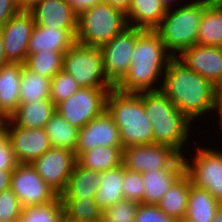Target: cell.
Here are the masks:
<instances>
[{"label": "cell", "instance_id": "6da1fadb", "mask_svg": "<svg viewBox=\"0 0 222 222\" xmlns=\"http://www.w3.org/2000/svg\"><path fill=\"white\" fill-rule=\"evenodd\" d=\"M160 90L191 122L213 111L215 88L209 80L200 76L178 57H172L163 74Z\"/></svg>", "mask_w": 222, "mask_h": 222}, {"label": "cell", "instance_id": "7a4b0ae2", "mask_svg": "<svg viewBox=\"0 0 222 222\" xmlns=\"http://www.w3.org/2000/svg\"><path fill=\"white\" fill-rule=\"evenodd\" d=\"M171 58L156 30L137 28V40L131 64L114 88L123 93L136 94L160 90L153 85L161 79L159 77L163 76L162 71L166 70Z\"/></svg>", "mask_w": 222, "mask_h": 222}, {"label": "cell", "instance_id": "3957f363", "mask_svg": "<svg viewBox=\"0 0 222 222\" xmlns=\"http://www.w3.org/2000/svg\"><path fill=\"white\" fill-rule=\"evenodd\" d=\"M106 111L119 129L123 148L154 143L153 128L145 111L141 93L108 91Z\"/></svg>", "mask_w": 222, "mask_h": 222}, {"label": "cell", "instance_id": "277c9868", "mask_svg": "<svg viewBox=\"0 0 222 222\" xmlns=\"http://www.w3.org/2000/svg\"><path fill=\"white\" fill-rule=\"evenodd\" d=\"M141 99L152 124L154 143L170 146L183 156L191 121L161 90L141 92Z\"/></svg>", "mask_w": 222, "mask_h": 222}, {"label": "cell", "instance_id": "5b68a950", "mask_svg": "<svg viewBox=\"0 0 222 222\" xmlns=\"http://www.w3.org/2000/svg\"><path fill=\"white\" fill-rule=\"evenodd\" d=\"M204 9L205 0H193L174 10L168 7L165 17L155 30L172 57H177L178 53L180 55L197 43Z\"/></svg>", "mask_w": 222, "mask_h": 222}, {"label": "cell", "instance_id": "8992f818", "mask_svg": "<svg viewBox=\"0 0 222 222\" xmlns=\"http://www.w3.org/2000/svg\"><path fill=\"white\" fill-rule=\"evenodd\" d=\"M127 27L125 13L103 1L78 14L76 41L101 47Z\"/></svg>", "mask_w": 222, "mask_h": 222}, {"label": "cell", "instance_id": "52a82bcc", "mask_svg": "<svg viewBox=\"0 0 222 222\" xmlns=\"http://www.w3.org/2000/svg\"><path fill=\"white\" fill-rule=\"evenodd\" d=\"M62 70L70 74L80 88H114L105 75L100 47L76 41L63 55Z\"/></svg>", "mask_w": 222, "mask_h": 222}, {"label": "cell", "instance_id": "ba28073f", "mask_svg": "<svg viewBox=\"0 0 222 222\" xmlns=\"http://www.w3.org/2000/svg\"><path fill=\"white\" fill-rule=\"evenodd\" d=\"M113 88H80L69 99L56 105L68 123L82 128L106 110V97Z\"/></svg>", "mask_w": 222, "mask_h": 222}, {"label": "cell", "instance_id": "9c48e42d", "mask_svg": "<svg viewBox=\"0 0 222 222\" xmlns=\"http://www.w3.org/2000/svg\"><path fill=\"white\" fill-rule=\"evenodd\" d=\"M185 172L192 184L206 189L213 197L222 203V151L211 148H198L193 161H186ZM190 162V163H189Z\"/></svg>", "mask_w": 222, "mask_h": 222}, {"label": "cell", "instance_id": "30bf717a", "mask_svg": "<svg viewBox=\"0 0 222 222\" xmlns=\"http://www.w3.org/2000/svg\"><path fill=\"white\" fill-rule=\"evenodd\" d=\"M10 189L22 207L43 205L59 195L51 189L30 163H17L12 171Z\"/></svg>", "mask_w": 222, "mask_h": 222}, {"label": "cell", "instance_id": "8fae6325", "mask_svg": "<svg viewBox=\"0 0 222 222\" xmlns=\"http://www.w3.org/2000/svg\"><path fill=\"white\" fill-rule=\"evenodd\" d=\"M137 40V28L128 26L101 46L104 72L115 86L127 73Z\"/></svg>", "mask_w": 222, "mask_h": 222}, {"label": "cell", "instance_id": "7c38bea8", "mask_svg": "<svg viewBox=\"0 0 222 222\" xmlns=\"http://www.w3.org/2000/svg\"><path fill=\"white\" fill-rule=\"evenodd\" d=\"M182 156L161 144L127 146L122 149V165L134 172L170 169Z\"/></svg>", "mask_w": 222, "mask_h": 222}, {"label": "cell", "instance_id": "4fadbf2b", "mask_svg": "<svg viewBox=\"0 0 222 222\" xmlns=\"http://www.w3.org/2000/svg\"><path fill=\"white\" fill-rule=\"evenodd\" d=\"M75 164V153L58 147H50L32 163L41 178L59 196L67 186Z\"/></svg>", "mask_w": 222, "mask_h": 222}, {"label": "cell", "instance_id": "5bb4252c", "mask_svg": "<svg viewBox=\"0 0 222 222\" xmlns=\"http://www.w3.org/2000/svg\"><path fill=\"white\" fill-rule=\"evenodd\" d=\"M34 27L33 15L27 9H22L0 28L6 63L25 64Z\"/></svg>", "mask_w": 222, "mask_h": 222}, {"label": "cell", "instance_id": "9a60e30c", "mask_svg": "<svg viewBox=\"0 0 222 222\" xmlns=\"http://www.w3.org/2000/svg\"><path fill=\"white\" fill-rule=\"evenodd\" d=\"M1 125L7 132L17 163L32 164L51 147L44 128L18 127L9 118L4 119Z\"/></svg>", "mask_w": 222, "mask_h": 222}, {"label": "cell", "instance_id": "2e32d148", "mask_svg": "<svg viewBox=\"0 0 222 222\" xmlns=\"http://www.w3.org/2000/svg\"><path fill=\"white\" fill-rule=\"evenodd\" d=\"M98 146L123 147L119 129L111 115L104 110L84 127L79 128L76 159L85 151Z\"/></svg>", "mask_w": 222, "mask_h": 222}, {"label": "cell", "instance_id": "e0dca14e", "mask_svg": "<svg viewBox=\"0 0 222 222\" xmlns=\"http://www.w3.org/2000/svg\"><path fill=\"white\" fill-rule=\"evenodd\" d=\"M177 57L188 68L209 80L214 86L222 85V47L196 43Z\"/></svg>", "mask_w": 222, "mask_h": 222}, {"label": "cell", "instance_id": "ac0fdd59", "mask_svg": "<svg viewBox=\"0 0 222 222\" xmlns=\"http://www.w3.org/2000/svg\"><path fill=\"white\" fill-rule=\"evenodd\" d=\"M36 25L46 28L77 30L78 14L67 0H39L27 9Z\"/></svg>", "mask_w": 222, "mask_h": 222}, {"label": "cell", "instance_id": "d6986e66", "mask_svg": "<svg viewBox=\"0 0 222 222\" xmlns=\"http://www.w3.org/2000/svg\"><path fill=\"white\" fill-rule=\"evenodd\" d=\"M185 173L183 156L170 168L142 173L144 182L143 204L157 205L166 191Z\"/></svg>", "mask_w": 222, "mask_h": 222}, {"label": "cell", "instance_id": "ffe728a7", "mask_svg": "<svg viewBox=\"0 0 222 222\" xmlns=\"http://www.w3.org/2000/svg\"><path fill=\"white\" fill-rule=\"evenodd\" d=\"M23 64L7 62L0 67V116L8 119L20 104Z\"/></svg>", "mask_w": 222, "mask_h": 222}, {"label": "cell", "instance_id": "44dd1931", "mask_svg": "<svg viewBox=\"0 0 222 222\" xmlns=\"http://www.w3.org/2000/svg\"><path fill=\"white\" fill-rule=\"evenodd\" d=\"M77 30L46 28L35 24L29 40L28 54L37 52H63L76 42Z\"/></svg>", "mask_w": 222, "mask_h": 222}, {"label": "cell", "instance_id": "7402d4cb", "mask_svg": "<svg viewBox=\"0 0 222 222\" xmlns=\"http://www.w3.org/2000/svg\"><path fill=\"white\" fill-rule=\"evenodd\" d=\"M167 9L168 6L162 0H131L125 13L127 24L144 30H155L161 24Z\"/></svg>", "mask_w": 222, "mask_h": 222}, {"label": "cell", "instance_id": "603a6c76", "mask_svg": "<svg viewBox=\"0 0 222 222\" xmlns=\"http://www.w3.org/2000/svg\"><path fill=\"white\" fill-rule=\"evenodd\" d=\"M55 112L56 105L51 100H35L20 103L9 119L18 127L44 128Z\"/></svg>", "mask_w": 222, "mask_h": 222}, {"label": "cell", "instance_id": "cb8c5ba5", "mask_svg": "<svg viewBox=\"0 0 222 222\" xmlns=\"http://www.w3.org/2000/svg\"><path fill=\"white\" fill-rule=\"evenodd\" d=\"M197 44L222 47V0H205Z\"/></svg>", "mask_w": 222, "mask_h": 222}, {"label": "cell", "instance_id": "d4e9b609", "mask_svg": "<svg viewBox=\"0 0 222 222\" xmlns=\"http://www.w3.org/2000/svg\"><path fill=\"white\" fill-rule=\"evenodd\" d=\"M221 205L206 189L191 183L185 219L190 222H213Z\"/></svg>", "mask_w": 222, "mask_h": 222}, {"label": "cell", "instance_id": "484cf974", "mask_svg": "<svg viewBox=\"0 0 222 222\" xmlns=\"http://www.w3.org/2000/svg\"><path fill=\"white\" fill-rule=\"evenodd\" d=\"M99 174L76 162L60 199H94L100 184Z\"/></svg>", "mask_w": 222, "mask_h": 222}, {"label": "cell", "instance_id": "4316f807", "mask_svg": "<svg viewBox=\"0 0 222 222\" xmlns=\"http://www.w3.org/2000/svg\"><path fill=\"white\" fill-rule=\"evenodd\" d=\"M123 178V165L111 170L100 172V184L97 192L95 193L94 200L101 211L124 199L122 192Z\"/></svg>", "mask_w": 222, "mask_h": 222}, {"label": "cell", "instance_id": "83f0119b", "mask_svg": "<svg viewBox=\"0 0 222 222\" xmlns=\"http://www.w3.org/2000/svg\"><path fill=\"white\" fill-rule=\"evenodd\" d=\"M192 181L185 172L173 185L166 191L157 206L168 216L175 220L185 218L187 211L188 196Z\"/></svg>", "mask_w": 222, "mask_h": 222}, {"label": "cell", "instance_id": "f1b7e54d", "mask_svg": "<svg viewBox=\"0 0 222 222\" xmlns=\"http://www.w3.org/2000/svg\"><path fill=\"white\" fill-rule=\"evenodd\" d=\"M123 147L98 146L83 152L76 162L83 168L104 172L122 165Z\"/></svg>", "mask_w": 222, "mask_h": 222}, {"label": "cell", "instance_id": "f546056e", "mask_svg": "<svg viewBox=\"0 0 222 222\" xmlns=\"http://www.w3.org/2000/svg\"><path fill=\"white\" fill-rule=\"evenodd\" d=\"M51 147L68 149L75 153L79 128L68 123L55 112L44 127Z\"/></svg>", "mask_w": 222, "mask_h": 222}, {"label": "cell", "instance_id": "4dcf8cb0", "mask_svg": "<svg viewBox=\"0 0 222 222\" xmlns=\"http://www.w3.org/2000/svg\"><path fill=\"white\" fill-rule=\"evenodd\" d=\"M51 79L40 76L23 65L20 85V103L50 100Z\"/></svg>", "mask_w": 222, "mask_h": 222}, {"label": "cell", "instance_id": "1f68e13d", "mask_svg": "<svg viewBox=\"0 0 222 222\" xmlns=\"http://www.w3.org/2000/svg\"><path fill=\"white\" fill-rule=\"evenodd\" d=\"M64 218L75 222H101L102 211L94 199H61Z\"/></svg>", "mask_w": 222, "mask_h": 222}, {"label": "cell", "instance_id": "d6a6232c", "mask_svg": "<svg viewBox=\"0 0 222 222\" xmlns=\"http://www.w3.org/2000/svg\"><path fill=\"white\" fill-rule=\"evenodd\" d=\"M63 52H37L28 54L25 66L36 74L52 79L60 70L63 64Z\"/></svg>", "mask_w": 222, "mask_h": 222}, {"label": "cell", "instance_id": "836d02e7", "mask_svg": "<svg viewBox=\"0 0 222 222\" xmlns=\"http://www.w3.org/2000/svg\"><path fill=\"white\" fill-rule=\"evenodd\" d=\"M60 197L43 205L23 207L18 222H60L63 219Z\"/></svg>", "mask_w": 222, "mask_h": 222}, {"label": "cell", "instance_id": "e575fe53", "mask_svg": "<svg viewBox=\"0 0 222 222\" xmlns=\"http://www.w3.org/2000/svg\"><path fill=\"white\" fill-rule=\"evenodd\" d=\"M79 89L80 86L76 80L64 70H60L51 79L50 100L57 105L69 99Z\"/></svg>", "mask_w": 222, "mask_h": 222}, {"label": "cell", "instance_id": "d590c367", "mask_svg": "<svg viewBox=\"0 0 222 222\" xmlns=\"http://www.w3.org/2000/svg\"><path fill=\"white\" fill-rule=\"evenodd\" d=\"M138 204L123 199L102 211L101 222H135Z\"/></svg>", "mask_w": 222, "mask_h": 222}, {"label": "cell", "instance_id": "8d00e7d4", "mask_svg": "<svg viewBox=\"0 0 222 222\" xmlns=\"http://www.w3.org/2000/svg\"><path fill=\"white\" fill-rule=\"evenodd\" d=\"M144 182L141 172H134L124 167L122 184L123 198L137 203H143Z\"/></svg>", "mask_w": 222, "mask_h": 222}, {"label": "cell", "instance_id": "74e56055", "mask_svg": "<svg viewBox=\"0 0 222 222\" xmlns=\"http://www.w3.org/2000/svg\"><path fill=\"white\" fill-rule=\"evenodd\" d=\"M22 208L17 195L11 189L0 193V222H18Z\"/></svg>", "mask_w": 222, "mask_h": 222}, {"label": "cell", "instance_id": "f35d334b", "mask_svg": "<svg viewBox=\"0 0 222 222\" xmlns=\"http://www.w3.org/2000/svg\"><path fill=\"white\" fill-rule=\"evenodd\" d=\"M135 222H177L157 205L139 203Z\"/></svg>", "mask_w": 222, "mask_h": 222}, {"label": "cell", "instance_id": "ab89813d", "mask_svg": "<svg viewBox=\"0 0 222 222\" xmlns=\"http://www.w3.org/2000/svg\"><path fill=\"white\" fill-rule=\"evenodd\" d=\"M17 162L5 128L0 125V169L14 170Z\"/></svg>", "mask_w": 222, "mask_h": 222}, {"label": "cell", "instance_id": "60d3db41", "mask_svg": "<svg viewBox=\"0 0 222 222\" xmlns=\"http://www.w3.org/2000/svg\"><path fill=\"white\" fill-rule=\"evenodd\" d=\"M21 10L18 0H0V28Z\"/></svg>", "mask_w": 222, "mask_h": 222}, {"label": "cell", "instance_id": "b9f144b4", "mask_svg": "<svg viewBox=\"0 0 222 222\" xmlns=\"http://www.w3.org/2000/svg\"><path fill=\"white\" fill-rule=\"evenodd\" d=\"M72 9L79 14L81 11L94 6L103 0H67Z\"/></svg>", "mask_w": 222, "mask_h": 222}, {"label": "cell", "instance_id": "7bdbcfd3", "mask_svg": "<svg viewBox=\"0 0 222 222\" xmlns=\"http://www.w3.org/2000/svg\"><path fill=\"white\" fill-rule=\"evenodd\" d=\"M215 109L219 115L220 127L222 128V85H219L215 88V95H214V106L213 110ZM218 110V111H217Z\"/></svg>", "mask_w": 222, "mask_h": 222}, {"label": "cell", "instance_id": "ee69618b", "mask_svg": "<svg viewBox=\"0 0 222 222\" xmlns=\"http://www.w3.org/2000/svg\"><path fill=\"white\" fill-rule=\"evenodd\" d=\"M13 170L0 169V193L7 189H10L11 177Z\"/></svg>", "mask_w": 222, "mask_h": 222}, {"label": "cell", "instance_id": "f6af8a7d", "mask_svg": "<svg viewBox=\"0 0 222 222\" xmlns=\"http://www.w3.org/2000/svg\"><path fill=\"white\" fill-rule=\"evenodd\" d=\"M103 1L115 8H118L124 13L127 12L131 2V0H103Z\"/></svg>", "mask_w": 222, "mask_h": 222}, {"label": "cell", "instance_id": "bcb514c9", "mask_svg": "<svg viewBox=\"0 0 222 222\" xmlns=\"http://www.w3.org/2000/svg\"><path fill=\"white\" fill-rule=\"evenodd\" d=\"M6 63L5 53H4V42L0 31V67Z\"/></svg>", "mask_w": 222, "mask_h": 222}, {"label": "cell", "instance_id": "7dc6e473", "mask_svg": "<svg viewBox=\"0 0 222 222\" xmlns=\"http://www.w3.org/2000/svg\"><path fill=\"white\" fill-rule=\"evenodd\" d=\"M37 1L39 0H18V3L22 9H28Z\"/></svg>", "mask_w": 222, "mask_h": 222}, {"label": "cell", "instance_id": "c3c4849f", "mask_svg": "<svg viewBox=\"0 0 222 222\" xmlns=\"http://www.w3.org/2000/svg\"><path fill=\"white\" fill-rule=\"evenodd\" d=\"M213 222H222V205L221 207L218 209L216 216L213 220Z\"/></svg>", "mask_w": 222, "mask_h": 222}, {"label": "cell", "instance_id": "681fc988", "mask_svg": "<svg viewBox=\"0 0 222 222\" xmlns=\"http://www.w3.org/2000/svg\"><path fill=\"white\" fill-rule=\"evenodd\" d=\"M165 4H166V6H168V7H172L173 5V2L174 1H177V0H162ZM172 3V4H171Z\"/></svg>", "mask_w": 222, "mask_h": 222}, {"label": "cell", "instance_id": "f907efd6", "mask_svg": "<svg viewBox=\"0 0 222 222\" xmlns=\"http://www.w3.org/2000/svg\"><path fill=\"white\" fill-rule=\"evenodd\" d=\"M60 222H75V221H70V220H67L63 217V219Z\"/></svg>", "mask_w": 222, "mask_h": 222}, {"label": "cell", "instance_id": "816d5d0a", "mask_svg": "<svg viewBox=\"0 0 222 222\" xmlns=\"http://www.w3.org/2000/svg\"><path fill=\"white\" fill-rule=\"evenodd\" d=\"M177 222H190V221H188L187 219H181V220H177Z\"/></svg>", "mask_w": 222, "mask_h": 222}, {"label": "cell", "instance_id": "f5cc1de1", "mask_svg": "<svg viewBox=\"0 0 222 222\" xmlns=\"http://www.w3.org/2000/svg\"><path fill=\"white\" fill-rule=\"evenodd\" d=\"M4 119L0 116V125H1V122L3 121Z\"/></svg>", "mask_w": 222, "mask_h": 222}]
</instances>
